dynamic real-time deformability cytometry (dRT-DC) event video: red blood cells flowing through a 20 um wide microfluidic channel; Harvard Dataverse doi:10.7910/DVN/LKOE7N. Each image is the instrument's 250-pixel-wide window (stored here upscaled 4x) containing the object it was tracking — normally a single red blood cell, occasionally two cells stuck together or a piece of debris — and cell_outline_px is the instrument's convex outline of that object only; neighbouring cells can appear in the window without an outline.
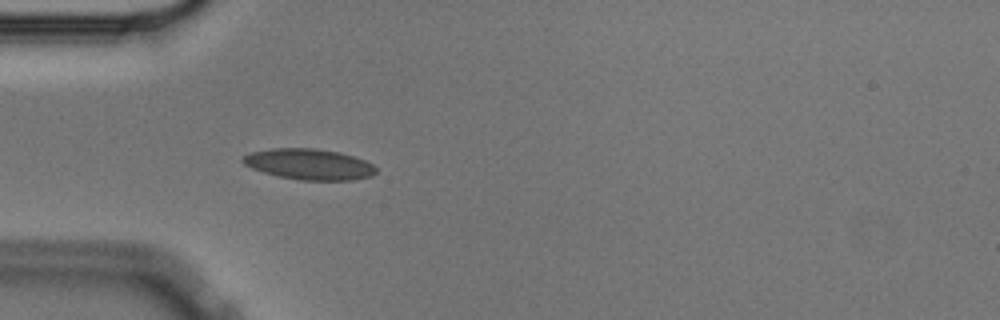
{"species": "Egyptian fruit bat (a non-hibernating species)", "species_latin": "Rousettus aegyptiacus", "temperature_condition": "cold", "stored_images_in_passage": 55, "camera_frame_rate_fps": 3000, "um_per_image_px": 0.085, "animal": {"sex": "male"}, "frame": {"image": 1, "passage_image": 16, "time_ms": 5.0, "image_size_px": [1000, 320], "cell_outline_px": [[376, 172], [372, 176], [352, 180], [300, 180], [280, 176], [264, 172], [252, 168], [244, 164], [240, 160], [244, 156], [252, 152], [272, 148], [316, 148], [340, 152], [364, 160], [372, 164], [376, 168]], "centroid_in_image_um": [26.29, 13.95], "position_along_channel_um": 58.7, "area_um2": 23.81}}
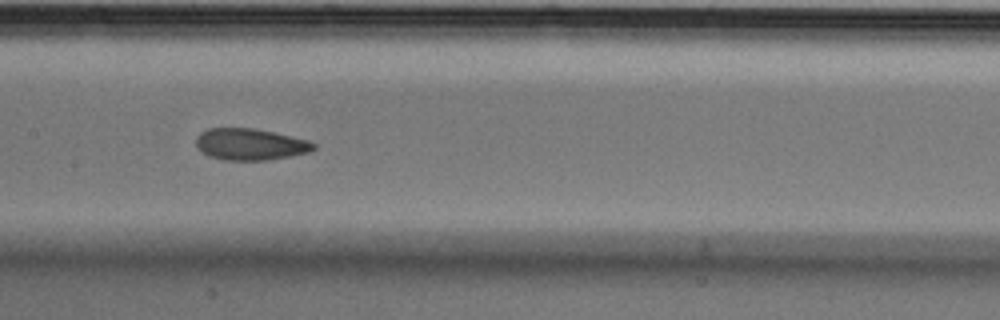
{"frame": {"image": 2, "passage_image": 27, "time_ms": 8.667, "image_size_px": [1000, 320], "cell_outline_px": [[316, 148], [312, 152], [268, 160], [224, 160], [208, 156], [200, 152], [196, 144], [196, 136], [200, 132], [208, 128], [252, 128], [272, 132], [308, 140], [316, 144]], "centroid_in_image_um": [21.25, 12.27], "position_along_channel_um": 186.1, "area_um2": 21.79}}
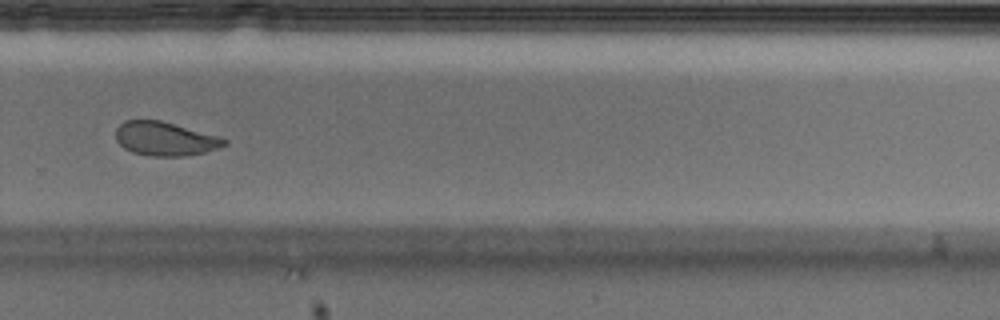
{"frame": {"image": 3, "passage_image": 38, "time_ms": 12.333, "image_size_px": [1000, 320], "cell_outline_px": [[228, 144], [220, 148], [204, 152], [184, 156], [148, 156], [132, 152], [124, 148], [116, 140], [116, 128], [124, 120], [160, 120], [216, 136], [228, 140]], "centroid_in_image_um": [14.0, 11.8], "position_along_channel_um": 315.8, "area_um2": 21.27}, "authors_computed_cell_mechanics": {"area_um2": 22.4842, "velocity_mm_per_s": 3.5539, "shape_relaxation_time_tau1_ms": 6.8145, "shape_relaxation_time_tau2_ms": 1.9516, "deformation_change_tau1": 0.153, "deformation_change_tau2": 0.0708}}